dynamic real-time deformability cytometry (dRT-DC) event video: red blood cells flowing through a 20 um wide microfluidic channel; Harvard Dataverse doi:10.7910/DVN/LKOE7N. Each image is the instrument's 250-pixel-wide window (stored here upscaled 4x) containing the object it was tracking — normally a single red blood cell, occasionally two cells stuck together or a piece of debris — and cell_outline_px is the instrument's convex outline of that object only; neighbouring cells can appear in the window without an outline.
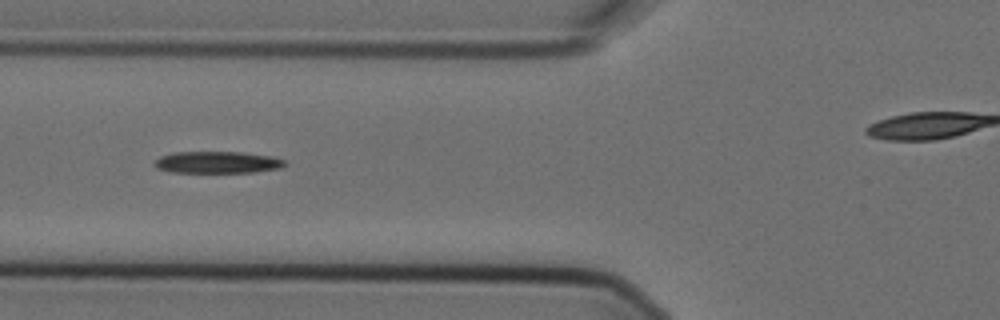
{"species": "Egyptian fruit bat (a non-hibernating species)", "species_latin": "Rousettus aegyptiacus", "temperature_condition": "cold", "stored_images_in_passage": 10, "camera_frame_rate_fps": 3000, "um_per_image_px": 0.085, "animal": {"sex": "female"}, "frame": {"image": 1, "passage_image": 5, "time_ms": 1.333, "image_size_px": [1000, 320], "cell_outline_px": [[288, 164], [280, 168], [256, 172], [172, 172], [156, 168], [152, 164], [160, 156], [172, 152], [244, 152], [272, 156], [284, 160]], "centroid_in_image_um": [18.48, 13.79], "position_along_channel_um": 107.3, "area_um2": 16.7}}
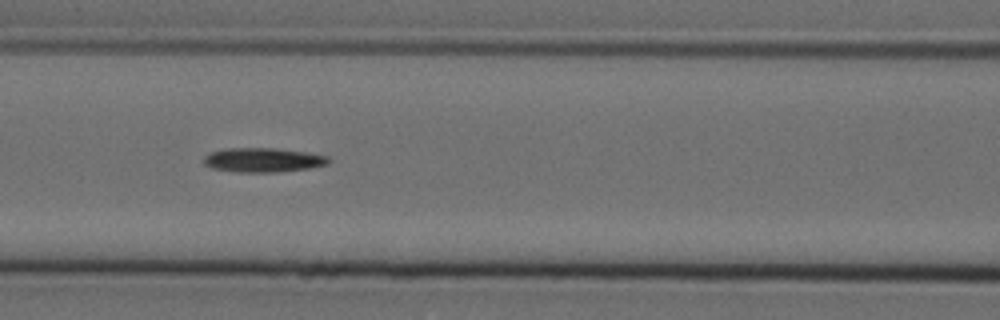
{"frame": {"image": 2, "passage_image": 6, "time_ms": 1.667, "image_size_px": [1000, 320], "cell_outline_px": [[332, 160], [328, 164], [308, 168], [276, 172], [236, 172], [212, 168], [204, 164], [204, 156], [212, 152], [224, 148], [276, 148], [308, 152], [328, 156]], "centroid_in_image_um": [22.38, 13.59], "position_along_channel_um": 144.2, "area_um2": 17.74}}
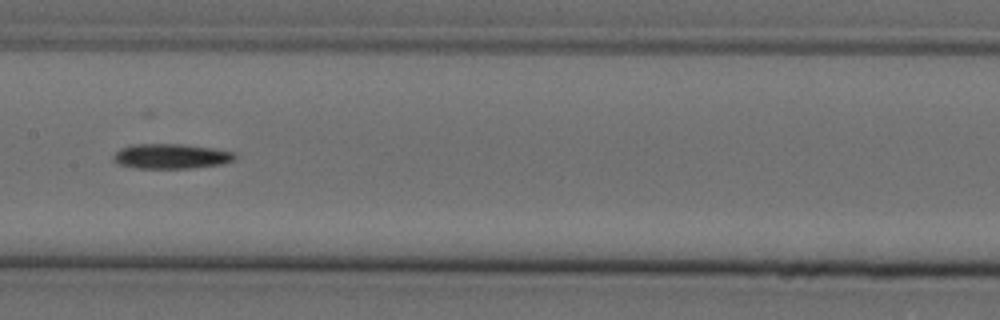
{"frame": {"image": 3, "passage_image": 7, "time_ms": 2.0, "image_size_px": [1000, 320], "cell_outline_px": [[236, 160], [224, 164], [192, 168], [132, 168], [116, 164], [112, 160], [112, 156], [120, 148], [132, 144], [184, 144], [212, 148], [236, 152]], "centroid_in_image_um": [14.53, 13.29], "position_along_channel_um": 192.9, "area_um2": 18.03}}